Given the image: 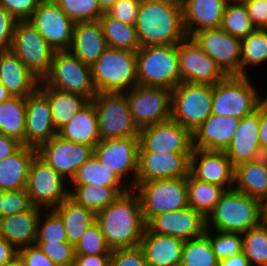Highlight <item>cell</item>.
I'll return each instance as SVG.
<instances>
[{"instance_id":"cell-17","label":"cell","mask_w":267,"mask_h":266,"mask_svg":"<svg viewBox=\"0 0 267 266\" xmlns=\"http://www.w3.org/2000/svg\"><path fill=\"white\" fill-rule=\"evenodd\" d=\"M37 154L67 182L94 155V147L77 144L56 135L37 148Z\"/></svg>"},{"instance_id":"cell-2","label":"cell","mask_w":267,"mask_h":266,"mask_svg":"<svg viewBox=\"0 0 267 266\" xmlns=\"http://www.w3.org/2000/svg\"><path fill=\"white\" fill-rule=\"evenodd\" d=\"M107 245L113 249L140 245L146 229L138 194L130 189L96 214Z\"/></svg>"},{"instance_id":"cell-10","label":"cell","mask_w":267,"mask_h":266,"mask_svg":"<svg viewBox=\"0 0 267 266\" xmlns=\"http://www.w3.org/2000/svg\"><path fill=\"white\" fill-rule=\"evenodd\" d=\"M42 82L52 88L86 96L89 100L96 94L91 67L69 50L55 51L49 72Z\"/></svg>"},{"instance_id":"cell-5","label":"cell","mask_w":267,"mask_h":266,"mask_svg":"<svg viewBox=\"0 0 267 266\" xmlns=\"http://www.w3.org/2000/svg\"><path fill=\"white\" fill-rule=\"evenodd\" d=\"M267 99L248 76L228 75L213 85L212 114L239 119L253 113Z\"/></svg>"},{"instance_id":"cell-51","label":"cell","mask_w":267,"mask_h":266,"mask_svg":"<svg viewBox=\"0 0 267 266\" xmlns=\"http://www.w3.org/2000/svg\"><path fill=\"white\" fill-rule=\"evenodd\" d=\"M109 266H147V262L139 246L117 248L112 250Z\"/></svg>"},{"instance_id":"cell-39","label":"cell","mask_w":267,"mask_h":266,"mask_svg":"<svg viewBox=\"0 0 267 266\" xmlns=\"http://www.w3.org/2000/svg\"><path fill=\"white\" fill-rule=\"evenodd\" d=\"M99 21L108 47L132 52H136L141 48L134 25L112 18L106 12L100 17Z\"/></svg>"},{"instance_id":"cell-22","label":"cell","mask_w":267,"mask_h":266,"mask_svg":"<svg viewBox=\"0 0 267 266\" xmlns=\"http://www.w3.org/2000/svg\"><path fill=\"white\" fill-rule=\"evenodd\" d=\"M189 173L196 179L233 189L235 167L225 151L193 149Z\"/></svg>"},{"instance_id":"cell-31","label":"cell","mask_w":267,"mask_h":266,"mask_svg":"<svg viewBox=\"0 0 267 266\" xmlns=\"http://www.w3.org/2000/svg\"><path fill=\"white\" fill-rule=\"evenodd\" d=\"M57 135L77 144H88L95 147L101 140L93 102L90 100L67 124L58 130Z\"/></svg>"},{"instance_id":"cell-54","label":"cell","mask_w":267,"mask_h":266,"mask_svg":"<svg viewBox=\"0 0 267 266\" xmlns=\"http://www.w3.org/2000/svg\"><path fill=\"white\" fill-rule=\"evenodd\" d=\"M17 21L4 7L0 6V52L11 50L14 28Z\"/></svg>"},{"instance_id":"cell-8","label":"cell","mask_w":267,"mask_h":266,"mask_svg":"<svg viewBox=\"0 0 267 266\" xmlns=\"http://www.w3.org/2000/svg\"><path fill=\"white\" fill-rule=\"evenodd\" d=\"M95 106L100 140L139 138L140 129L133 120L125 92H96Z\"/></svg>"},{"instance_id":"cell-55","label":"cell","mask_w":267,"mask_h":266,"mask_svg":"<svg viewBox=\"0 0 267 266\" xmlns=\"http://www.w3.org/2000/svg\"><path fill=\"white\" fill-rule=\"evenodd\" d=\"M255 29H267V0H241Z\"/></svg>"},{"instance_id":"cell-35","label":"cell","mask_w":267,"mask_h":266,"mask_svg":"<svg viewBox=\"0 0 267 266\" xmlns=\"http://www.w3.org/2000/svg\"><path fill=\"white\" fill-rule=\"evenodd\" d=\"M53 210L61 217L65 226L67 241L74 247L87 228L96 222L94 212L77 204L69 196Z\"/></svg>"},{"instance_id":"cell-63","label":"cell","mask_w":267,"mask_h":266,"mask_svg":"<svg viewBox=\"0 0 267 266\" xmlns=\"http://www.w3.org/2000/svg\"><path fill=\"white\" fill-rule=\"evenodd\" d=\"M12 95L5 89V87L0 83V104L8 100Z\"/></svg>"},{"instance_id":"cell-37","label":"cell","mask_w":267,"mask_h":266,"mask_svg":"<svg viewBox=\"0 0 267 266\" xmlns=\"http://www.w3.org/2000/svg\"><path fill=\"white\" fill-rule=\"evenodd\" d=\"M26 98L12 96L0 104V133L25 145Z\"/></svg>"},{"instance_id":"cell-57","label":"cell","mask_w":267,"mask_h":266,"mask_svg":"<svg viewBox=\"0 0 267 266\" xmlns=\"http://www.w3.org/2000/svg\"><path fill=\"white\" fill-rule=\"evenodd\" d=\"M111 255H75L73 266H109Z\"/></svg>"},{"instance_id":"cell-18","label":"cell","mask_w":267,"mask_h":266,"mask_svg":"<svg viewBox=\"0 0 267 266\" xmlns=\"http://www.w3.org/2000/svg\"><path fill=\"white\" fill-rule=\"evenodd\" d=\"M192 150V134L171 119L140 129L138 152L192 153Z\"/></svg>"},{"instance_id":"cell-20","label":"cell","mask_w":267,"mask_h":266,"mask_svg":"<svg viewBox=\"0 0 267 266\" xmlns=\"http://www.w3.org/2000/svg\"><path fill=\"white\" fill-rule=\"evenodd\" d=\"M146 228L152 233L188 241L205 233L206 218L192 207L186 206L153 216L146 223Z\"/></svg>"},{"instance_id":"cell-53","label":"cell","mask_w":267,"mask_h":266,"mask_svg":"<svg viewBox=\"0 0 267 266\" xmlns=\"http://www.w3.org/2000/svg\"><path fill=\"white\" fill-rule=\"evenodd\" d=\"M41 0H0L4 7L18 21L28 20Z\"/></svg>"},{"instance_id":"cell-33","label":"cell","mask_w":267,"mask_h":266,"mask_svg":"<svg viewBox=\"0 0 267 266\" xmlns=\"http://www.w3.org/2000/svg\"><path fill=\"white\" fill-rule=\"evenodd\" d=\"M233 188L260 201L267 197L266 156L237 165Z\"/></svg>"},{"instance_id":"cell-21","label":"cell","mask_w":267,"mask_h":266,"mask_svg":"<svg viewBox=\"0 0 267 266\" xmlns=\"http://www.w3.org/2000/svg\"><path fill=\"white\" fill-rule=\"evenodd\" d=\"M191 153L138 152L136 183L187 177Z\"/></svg>"},{"instance_id":"cell-46","label":"cell","mask_w":267,"mask_h":266,"mask_svg":"<svg viewBox=\"0 0 267 266\" xmlns=\"http://www.w3.org/2000/svg\"><path fill=\"white\" fill-rule=\"evenodd\" d=\"M74 22L97 21L104 14L98 0H54Z\"/></svg>"},{"instance_id":"cell-52","label":"cell","mask_w":267,"mask_h":266,"mask_svg":"<svg viewBox=\"0 0 267 266\" xmlns=\"http://www.w3.org/2000/svg\"><path fill=\"white\" fill-rule=\"evenodd\" d=\"M141 0H118L106 13L123 23L135 25Z\"/></svg>"},{"instance_id":"cell-11","label":"cell","mask_w":267,"mask_h":266,"mask_svg":"<svg viewBox=\"0 0 267 266\" xmlns=\"http://www.w3.org/2000/svg\"><path fill=\"white\" fill-rule=\"evenodd\" d=\"M66 180L38 154L30 164L25 190L32 206L54 209L68 196Z\"/></svg>"},{"instance_id":"cell-45","label":"cell","mask_w":267,"mask_h":266,"mask_svg":"<svg viewBox=\"0 0 267 266\" xmlns=\"http://www.w3.org/2000/svg\"><path fill=\"white\" fill-rule=\"evenodd\" d=\"M35 242H68L63 221L53 209L42 210L38 220Z\"/></svg>"},{"instance_id":"cell-3","label":"cell","mask_w":267,"mask_h":266,"mask_svg":"<svg viewBox=\"0 0 267 266\" xmlns=\"http://www.w3.org/2000/svg\"><path fill=\"white\" fill-rule=\"evenodd\" d=\"M261 222V201L233 188L222 194L206 218V229L244 233Z\"/></svg>"},{"instance_id":"cell-34","label":"cell","mask_w":267,"mask_h":266,"mask_svg":"<svg viewBox=\"0 0 267 266\" xmlns=\"http://www.w3.org/2000/svg\"><path fill=\"white\" fill-rule=\"evenodd\" d=\"M38 89L48 98L51 118L57 131L90 101L86 96L46 86L42 81Z\"/></svg>"},{"instance_id":"cell-25","label":"cell","mask_w":267,"mask_h":266,"mask_svg":"<svg viewBox=\"0 0 267 266\" xmlns=\"http://www.w3.org/2000/svg\"><path fill=\"white\" fill-rule=\"evenodd\" d=\"M240 119L211 114L192 134L193 149L225 151L232 142Z\"/></svg>"},{"instance_id":"cell-47","label":"cell","mask_w":267,"mask_h":266,"mask_svg":"<svg viewBox=\"0 0 267 266\" xmlns=\"http://www.w3.org/2000/svg\"><path fill=\"white\" fill-rule=\"evenodd\" d=\"M205 234L218 261L242 252V233L206 229Z\"/></svg>"},{"instance_id":"cell-16","label":"cell","mask_w":267,"mask_h":266,"mask_svg":"<svg viewBox=\"0 0 267 266\" xmlns=\"http://www.w3.org/2000/svg\"><path fill=\"white\" fill-rule=\"evenodd\" d=\"M27 21L37 29L54 51L69 50L75 23L54 0H41Z\"/></svg>"},{"instance_id":"cell-30","label":"cell","mask_w":267,"mask_h":266,"mask_svg":"<svg viewBox=\"0 0 267 266\" xmlns=\"http://www.w3.org/2000/svg\"><path fill=\"white\" fill-rule=\"evenodd\" d=\"M42 208L31 206L28 210L0 218L1 238L17 249L35 244L38 220Z\"/></svg>"},{"instance_id":"cell-48","label":"cell","mask_w":267,"mask_h":266,"mask_svg":"<svg viewBox=\"0 0 267 266\" xmlns=\"http://www.w3.org/2000/svg\"><path fill=\"white\" fill-rule=\"evenodd\" d=\"M74 248L75 255H111L112 253L96 222L87 228Z\"/></svg>"},{"instance_id":"cell-27","label":"cell","mask_w":267,"mask_h":266,"mask_svg":"<svg viewBox=\"0 0 267 266\" xmlns=\"http://www.w3.org/2000/svg\"><path fill=\"white\" fill-rule=\"evenodd\" d=\"M107 47L99 20L76 22L74 24L69 51L83 64L91 67Z\"/></svg>"},{"instance_id":"cell-42","label":"cell","mask_w":267,"mask_h":266,"mask_svg":"<svg viewBox=\"0 0 267 266\" xmlns=\"http://www.w3.org/2000/svg\"><path fill=\"white\" fill-rule=\"evenodd\" d=\"M220 28L231 36L240 39L255 30L248 16L246 6L241 0H229L226 3Z\"/></svg>"},{"instance_id":"cell-36","label":"cell","mask_w":267,"mask_h":266,"mask_svg":"<svg viewBox=\"0 0 267 266\" xmlns=\"http://www.w3.org/2000/svg\"><path fill=\"white\" fill-rule=\"evenodd\" d=\"M69 197L77 204L95 214L105 209L130 187H106L96 185H72L68 187ZM72 189V190H71Z\"/></svg>"},{"instance_id":"cell-24","label":"cell","mask_w":267,"mask_h":266,"mask_svg":"<svg viewBox=\"0 0 267 266\" xmlns=\"http://www.w3.org/2000/svg\"><path fill=\"white\" fill-rule=\"evenodd\" d=\"M225 153L234 167L265 156L259 143V107L240 119L232 142Z\"/></svg>"},{"instance_id":"cell-28","label":"cell","mask_w":267,"mask_h":266,"mask_svg":"<svg viewBox=\"0 0 267 266\" xmlns=\"http://www.w3.org/2000/svg\"><path fill=\"white\" fill-rule=\"evenodd\" d=\"M184 240L144 231L139 247L147 266H180Z\"/></svg>"},{"instance_id":"cell-49","label":"cell","mask_w":267,"mask_h":266,"mask_svg":"<svg viewBox=\"0 0 267 266\" xmlns=\"http://www.w3.org/2000/svg\"><path fill=\"white\" fill-rule=\"evenodd\" d=\"M56 266H73L75 248L68 242H35Z\"/></svg>"},{"instance_id":"cell-62","label":"cell","mask_w":267,"mask_h":266,"mask_svg":"<svg viewBox=\"0 0 267 266\" xmlns=\"http://www.w3.org/2000/svg\"><path fill=\"white\" fill-rule=\"evenodd\" d=\"M118 0H98L100 9L105 13L109 8H111Z\"/></svg>"},{"instance_id":"cell-61","label":"cell","mask_w":267,"mask_h":266,"mask_svg":"<svg viewBox=\"0 0 267 266\" xmlns=\"http://www.w3.org/2000/svg\"><path fill=\"white\" fill-rule=\"evenodd\" d=\"M218 266H251L243 252L219 261Z\"/></svg>"},{"instance_id":"cell-66","label":"cell","mask_w":267,"mask_h":266,"mask_svg":"<svg viewBox=\"0 0 267 266\" xmlns=\"http://www.w3.org/2000/svg\"><path fill=\"white\" fill-rule=\"evenodd\" d=\"M2 200H3V190L0 189V218H1V206L3 204Z\"/></svg>"},{"instance_id":"cell-32","label":"cell","mask_w":267,"mask_h":266,"mask_svg":"<svg viewBox=\"0 0 267 266\" xmlns=\"http://www.w3.org/2000/svg\"><path fill=\"white\" fill-rule=\"evenodd\" d=\"M37 148L22 145L14 154L0 161V189L16 190L26 186L30 164Z\"/></svg>"},{"instance_id":"cell-65","label":"cell","mask_w":267,"mask_h":266,"mask_svg":"<svg viewBox=\"0 0 267 266\" xmlns=\"http://www.w3.org/2000/svg\"><path fill=\"white\" fill-rule=\"evenodd\" d=\"M262 222H267V197L261 201Z\"/></svg>"},{"instance_id":"cell-13","label":"cell","mask_w":267,"mask_h":266,"mask_svg":"<svg viewBox=\"0 0 267 266\" xmlns=\"http://www.w3.org/2000/svg\"><path fill=\"white\" fill-rule=\"evenodd\" d=\"M125 93L133 120L139 129L170 119L171 89L137 84Z\"/></svg>"},{"instance_id":"cell-56","label":"cell","mask_w":267,"mask_h":266,"mask_svg":"<svg viewBox=\"0 0 267 266\" xmlns=\"http://www.w3.org/2000/svg\"><path fill=\"white\" fill-rule=\"evenodd\" d=\"M18 254L26 266H56L37 244H31L18 249Z\"/></svg>"},{"instance_id":"cell-26","label":"cell","mask_w":267,"mask_h":266,"mask_svg":"<svg viewBox=\"0 0 267 266\" xmlns=\"http://www.w3.org/2000/svg\"><path fill=\"white\" fill-rule=\"evenodd\" d=\"M229 0H181L183 25L187 37L194 33L220 28L223 12Z\"/></svg>"},{"instance_id":"cell-44","label":"cell","mask_w":267,"mask_h":266,"mask_svg":"<svg viewBox=\"0 0 267 266\" xmlns=\"http://www.w3.org/2000/svg\"><path fill=\"white\" fill-rule=\"evenodd\" d=\"M218 264L219 261L205 233L184 242L181 266H218Z\"/></svg>"},{"instance_id":"cell-50","label":"cell","mask_w":267,"mask_h":266,"mask_svg":"<svg viewBox=\"0 0 267 266\" xmlns=\"http://www.w3.org/2000/svg\"><path fill=\"white\" fill-rule=\"evenodd\" d=\"M2 202L1 217L24 212L32 206L25 188L3 190Z\"/></svg>"},{"instance_id":"cell-29","label":"cell","mask_w":267,"mask_h":266,"mask_svg":"<svg viewBox=\"0 0 267 266\" xmlns=\"http://www.w3.org/2000/svg\"><path fill=\"white\" fill-rule=\"evenodd\" d=\"M39 82L11 50L0 52V83L12 96L26 98Z\"/></svg>"},{"instance_id":"cell-4","label":"cell","mask_w":267,"mask_h":266,"mask_svg":"<svg viewBox=\"0 0 267 266\" xmlns=\"http://www.w3.org/2000/svg\"><path fill=\"white\" fill-rule=\"evenodd\" d=\"M91 73L96 92H127L138 84L136 52L107 47Z\"/></svg>"},{"instance_id":"cell-60","label":"cell","mask_w":267,"mask_h":266,"mask_svg":"<svg viewBox=\"0 0 267 266\" xmlns=\"http://www.w3.org/2000/svg\"><path fill=\"white\" fill-rule=\"evenodd\" d=\"M18 255V249L4 238H0V266H6Z\"/></svg>"},{"instance_id":"cell-64","label":"cell","mask_w":267,"mask_h":266,"mask_svg":"<svg viewBox=\"0 0 267 266\" xmlns=\"http://www.w3.org/2000/svg\"><path fill=\"white\" fill-rule=\"evenodd\" d=\"M6 266H26V263L23 261V259L18 254Z\"/></svg>"},{"instance_id":"cell-59","label":"cell","mask_w":267,"mask_h":266,"mask_svg":"<svg viewBox=\"0 0 267 266\" xmlns=\"http://www.w3.org/2000/svg\"><path fill=\"white\" fill-rule=\"evenodd\" d=\"M21 146L17 139L0 133V161L14 154Z\"/></svg>"},{"instance_id":"cell-1","label":"cell","mask_w":267,"mask_h":266,"mask_svg":"<svg viewBox=\"0 0 267 266\" xmlns=\"http://www.w3.org/2000/svg\"><path fill=\"white\" fill-rule=\"evenodd\" d=\"M134 26L140 47L178 45L187 37L181 0H141Z\"/></svg>"},{"instance_id":"cell-58","label":"cell","mask_w":267,"mask_h":266,"mask_svg":"<svg viewBox=\"0 0 267 266\" xmlns=\"http://www.w3.org/2000/svg\"><path fill=\"white\" fill-rule=\"evenodd\" d=\"M259 143L264 155L267 154V99L259 106Z\"/></svg>"},{"instance_id":"cell-40","label":"cell","mask_w":267,"mask_h":266,"mask_svg":"<svg viewBox=\"0 0 267 266\" xmlns=\"http://www.w3.org/2000/svg\"><path fill=\"white\" fill-rule=\"evenodd\" d=\"M71 182V183H70ZM125 183V184H124ZM68 186L96 185L106 187H129L114 172L104 167L93 155L75 173Z\"/></svg>"},{"instance_id":"cell-41","label":"cell","mask_w":267,"mask_h":266,"mask_svg":"<svg viewBox=\"0 0 267 266\" xmlns=\"http://www.w3.org/2000/svg\"><path fill=\"white\" fill-rule=\"evenodd\" d=\"M240 76H248V67H257L267 62V29H255L241 39Z\"/></svg>"},{"instance_id":"cell-9","label":"cell","mask_w":267,"mask_h":266,"mask_svg":"<svg viewBox=\"0 0 267 266\" xmlns=\"http://www.w3.org/2000/svg\"><path fill=\"white\" fill-rule=\"evenodd\" d=\"M133 190L139 196L146 223L160 213L188 206L187 177L136 183Z\"/></svg>"},{"instance_id":"cell-6","label":"cell","mask_w":267,"mask_h":266,"mask_svg":"<svg viewBox=\"0 0 267 266\" xmlns=\"http://www.w3.org/2000/svg\"><path fill=\"white\" fill-rule=\"evenodd\" d=\"M136 66L138 85L172 90L181 82L177 45L141 47Z\"/></svg>"},{"instance_id":"cell-43","label":"cell","mask_w":267,"mask_h":266,"mask_svg":"<svg viewBox=\"0 0 267 266\" xmlns=\"http://www.w3.org/2000/svg\"><path fill=\"white\" fill-rule=\"evenodd\" d=\"M242 252L251 266H267V224L261 222L242 233Z\"/></svg>"},{"instance_id":"cell-14","label":"cell","mask_w":267,"mask_h":266,"mask_svg":"<svg viewBox=\"0 0 267 266\" xmlns=\"http://www.w3.org/2000/svg\"><path fill=\"white\" fill-rule=\"evenodd\" d=\"M138 150L139 138L104 139L94 147V156L123 182L132 174V181L127 184L133 189L138 171Z\"/></svg>"},{"instance_id":"cell-12","label":"cell","mask_w":267,"mask_h":266,"mask_svg":"<svg viewBox=\"0 0 267 266\" xmlns=\"http://www.w3.org/2000/svg\"><path fill=\"white\" fill-rule=\"evenodd\" d=\"M11 51L40 81L48 74L54 49L27 20L17 21Z\"/></svg>"},{"instance_id":"cell-15","label":"cell","mask_w":267,"mask_h":266,"mask_svg":"<svg viewBox=\"0 0 267 266\" xmlns=\"http://www.w3.org/2000/svg\"><path fill=\"white\" fill-rule=\"evenodd\" d=\"M181 82L214 85L228 75L191 37L177 45Z\"/></svg>"},{"instance_id":"cell-38","label":"cell","mask_w":267,"mask_h":266,"mask_svg":"<svg viewBox=\"0 0 267 266\" xmlns=\"http://www.w3.org/2000/svg\"><path fill=\"white\" fill-rule=\"evenodd\" d=\"M225 191L223 187L198 180L190 173L187 176L188 206L200 212L205 218L214 210Z\"/></svg>"},{"instance_id":"cell-7","label":"cell","mask_w":267,"mask_h":266,"mask_svg":"<svg viewBox=\"0 0 267 266\" xmlns=\"http://www.w3.org/2000/svg\"><path fill=\"white\" fill-rule=\"evenodd\" d=\"M171 91L170 119L193 134L212 114L213 85L180 82Z\"/></svg>"},{"instance_id":"cell-19","label":"cell","mask_w":267,"mask_h":266,"mask_svg":"<svg viewBox=\"0 0 267 266\" xmlns=\"http://www.w3.org/2000/svg\"><path fill=\"white\" fill-rule=\"evenodd\" d=\"M191 38L207 53L227 75L240 76L241 39L221 28L194 33Z\"/></svg>"},{"instance_id":"cell-23","label":"cell","mask_w":267,"mask_h":266,"mask_svg":"<svg viewBox=\"0 0 267 266\" xmlns=\"http://www.w3.org/2000/svg\"><path fill=\"white\" fill-rule=\"evenodd\" d=\"M48 98L37 88L26 97L25 146L38 148L57 135Z\"/></svg>"}]
</instances>
